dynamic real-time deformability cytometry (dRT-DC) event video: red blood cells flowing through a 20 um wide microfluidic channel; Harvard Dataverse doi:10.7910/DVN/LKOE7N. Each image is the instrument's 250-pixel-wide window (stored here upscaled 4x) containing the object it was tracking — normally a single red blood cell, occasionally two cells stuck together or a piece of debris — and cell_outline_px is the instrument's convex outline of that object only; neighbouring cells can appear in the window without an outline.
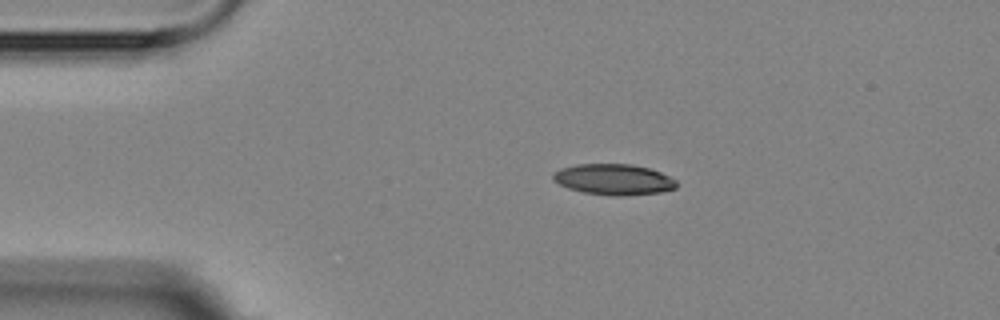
{"species": "Egyptian fruit bat (a non-hibernating species)", "species_latin": "Rousettus aegyptiacus", "temperature_condition": "room temperature", "stored_images_in_passage": 4, "camera_frame_rate_fps": 3000, "um_per_image_px": 0.085, "animal": {"sex": "female"}, "frame": {"image": 1, "passage_image": 1, "time_ms": 0.0, "image_size_px": [1000, 320], "cell_outline_px": [[676, 188], [660, 192], [620, 196], [612, 196], [584, 192], [568, 188], [552, 180], [552, 172], [560, 168], [576, 164], [632, 164], [648, 168], [660, 172], [676, 180]], "centroid_in_image_um": [52.12, 15.25], "position_along_channel_um": 32.9, "area_um2": 22.2}}
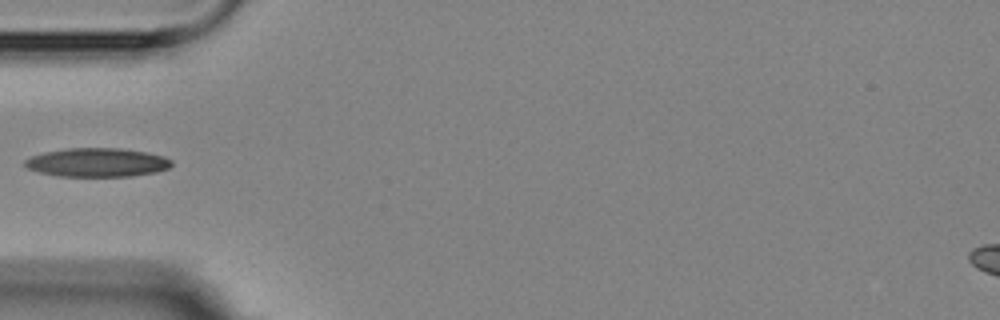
{"frame": {"image": 2, "passage_image": 3, "time_ms": 2.333, "image_size_px": [1000, 320], "cell_outline_px": [[172, 164], [168, 168], [156, 172], [132, 176], [56, 176], [40, 172], [28, 168], [24, 164], [24, 160], [32, 156], [44, 152], [68, 148], [120, 148], [144, 152], [164, 156], [172, 160]], "centroid_in_image_um": [8.26, 13.81], "position_along_channel_um": 76.7, "area_um2": 24.51}}
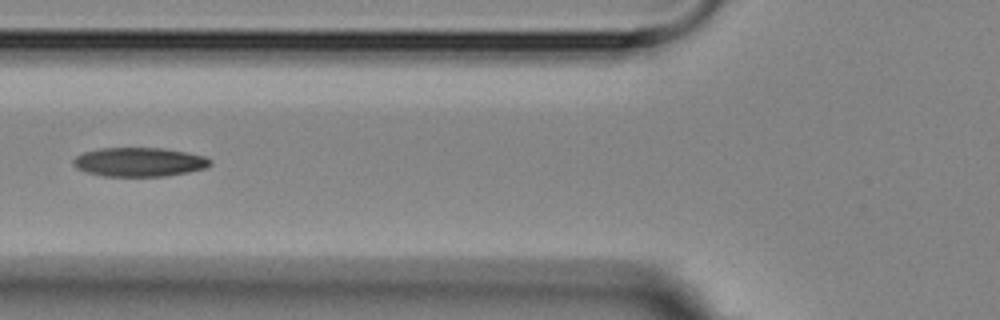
{"frame": {"image": 3, "passage_image": 4, "time_ms": 3.333, "image_size_px": [1000, 320], "cell_outline_px": [[212, 164], [204, 168], [188, 172], [168, 176], [104, 176], [84, 172], [76, 168], [72, 164], [72, 160], [76, 156], [84, 152], [100, 148], [164, 148], [204, 156], [212, 160]], "centroid_in_image_um": [11.8, 13.77], "position_along_channel_um": 114.0, "area_um2": 23.24}}